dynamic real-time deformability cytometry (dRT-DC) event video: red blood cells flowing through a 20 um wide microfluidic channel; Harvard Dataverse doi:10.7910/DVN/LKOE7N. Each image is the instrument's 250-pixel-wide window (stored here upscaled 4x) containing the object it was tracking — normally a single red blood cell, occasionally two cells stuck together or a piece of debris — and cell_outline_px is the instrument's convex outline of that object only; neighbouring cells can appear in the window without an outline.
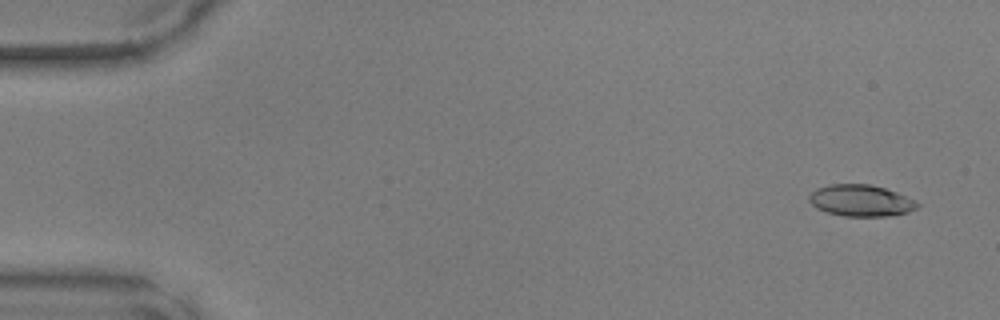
{"species": "common noctule bat (a hibernating species)", "species_latin": "Nyctalus noctula", "temperature_condition": "warm", "stored_images_in_passage": 49, "camera_frame_rate_fps": 3000, "um_per_image_px": 0.085, "animal": {"sex": "male", "body_mass_g": 17.9, "forearm_length_mm": 54.2}, "frame": {"image": 1, "passage_image": 3, "time_ms": 0.667, "image_size_px": [1000, 320], "cell_outline_px": [[920, 204], [916, 208], [908, 212], [888, 216], [844, 216], [828, 212], [816, 208], [808, 200], [808, 196], [816, 188], [832, 184], [868, 184], [884, 188], [896, 192], [916, 200]], "centroid_in_image_um": [73.17, 17.05], "position_along_channel_um": 11.8, "area_um2": 19.83}}
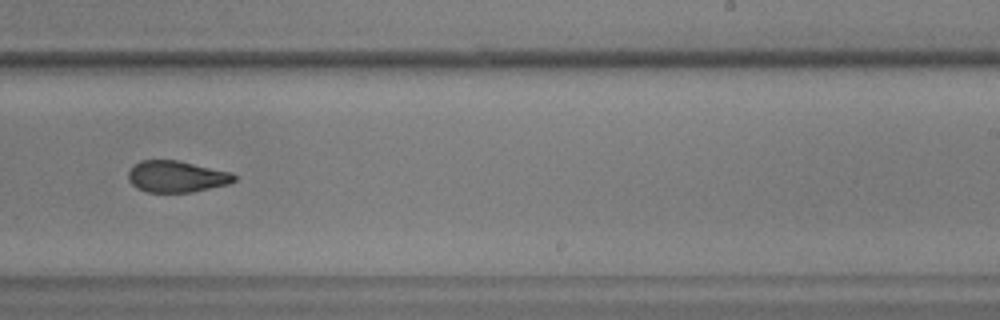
{"frame": {"image": 2, "passage_image": 31, "time_ms": 10.0, "image_size_px": [1000, 320], "cell_outline_px": [[236, 180], [228, 184], [192, 192], [148, 192], [136, 188], [128, 180], [128, 172], [140, 160], [176, 160], [232, 172], [236, 176]], "centroid_in_image_um": [15.01, 15.01], "position_along_channel_um": 274.0, "area_um2": 19.36}}
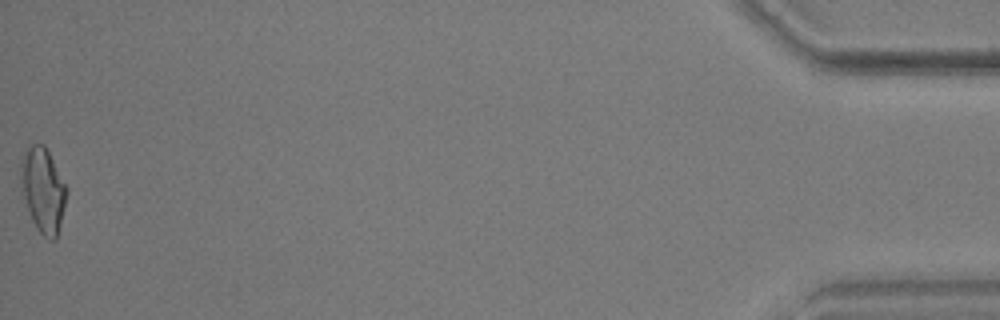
{"frame": {"image": 3, "passage_image": 49, "time_ms": 16.0, "image_size_px": [1000, 320], "cell_outline_px": [[68, 192], [56, 240], [48, 240], [36, 228], [32, 220], [20, 192], [20, 160], [24, 152], [32, 144], [44, 144], [68, 188]], "centroid_in_image_um": [3.63, 16.16], "position_along_channel_um": 431.6, "area_um2": 22.89}}